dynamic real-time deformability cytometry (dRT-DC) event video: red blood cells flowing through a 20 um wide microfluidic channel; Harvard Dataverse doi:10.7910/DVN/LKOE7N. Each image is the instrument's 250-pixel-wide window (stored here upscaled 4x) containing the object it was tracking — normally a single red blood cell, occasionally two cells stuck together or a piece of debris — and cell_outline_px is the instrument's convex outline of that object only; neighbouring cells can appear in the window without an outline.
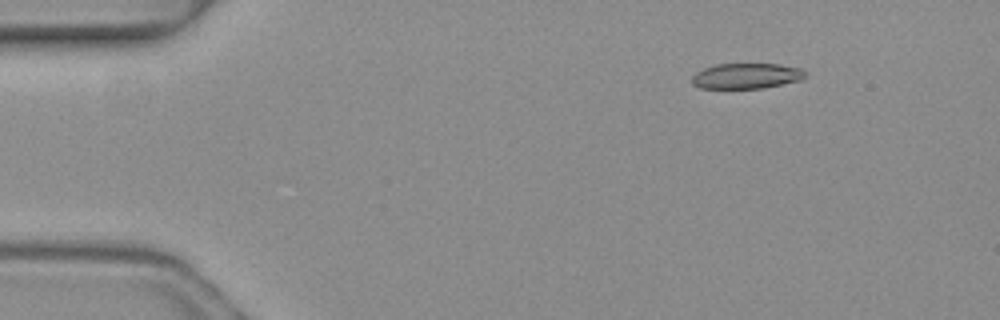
{"species": "common noctule bat (a hibernating species)", "species_latin": "Nyctalus noctula", "temperature_condition": "warm", "stored_images_in_passage": 4, "camera_frame_rate_fps": 3000, "um_per_image_px": 0.085, "animal": {"sex": "female", "body_mass_g": 19.3, "forearm_length_mm": 54.1}, "frame": {"image": 1, "passage_image": 2, "time_ms": 0.333, "image_size_px": [1000, 320], "cell_outline_px": [[804, 76], [800, 80], [764, 88], [700, 88], [692, 84], [692, 76], [696, 72], [704, 68], [716, 64], [780, 64], [800, 68], [804, 72]], "centroid_in_image_um": [63.41, 6.45], "position_along_channel_um": 21.6, "area_um2": 16.7}}
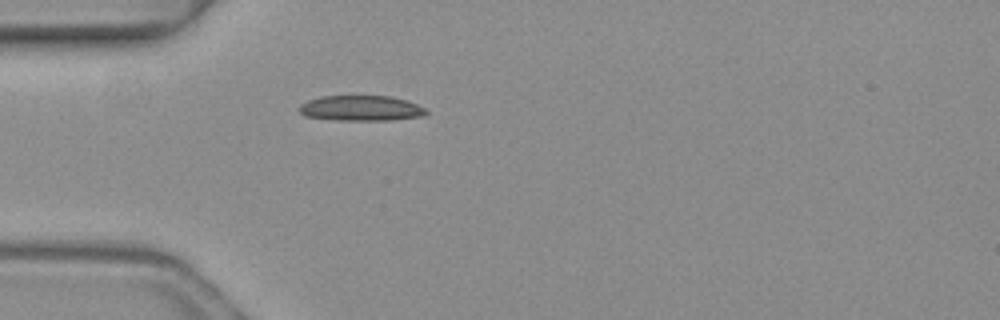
{"frame": {"image": 2, "passage_image": 4, "time_ms": 1.0, "image_size_px": [1000, 320], "cell_outline_px": [[428, 112], [424, 116], [392, 120], [336, 120], [304, 116], [300, 112], [300, 104], [308, 100], [320, 96], [392, 96], [408, 100], [424, 108]], "centroid_in_image_um": [30.7, 9.2], "position_along_channel_um": 54.3, "area_um2": 18.84}}